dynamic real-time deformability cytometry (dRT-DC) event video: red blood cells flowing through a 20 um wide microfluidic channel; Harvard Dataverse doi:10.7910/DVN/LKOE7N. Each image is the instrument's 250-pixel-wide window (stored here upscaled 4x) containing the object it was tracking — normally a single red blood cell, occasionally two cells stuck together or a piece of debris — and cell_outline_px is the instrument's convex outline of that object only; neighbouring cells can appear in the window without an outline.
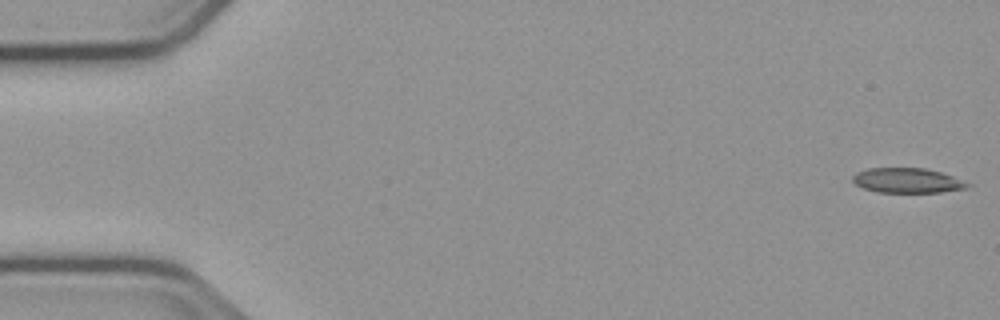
{"species": "common noctule bat (a hibernating species)", "species_latin": "Nyctalus noctula", "temperature_condition": "cold", "stored_images_in_passage": 17, "camera_frame_rate_fps": 3000, "um_per_image_px": 0.085, "animal": {"sex": "male", "body_mass_g": 23.1, "forearm_length_mm": 52.7}, "frame": {"image": 1, "passage_image": 1, "time_ms": 0.0, "image_size_px": [1000, 320], "cell_outline_px": [[972, 184], [968, 188], [940, 192], [876, 192], [864, 188], [856, 184], [852, 180], [852, 176], [856, 172], [868, 168], [924, 168], [940, 172], [952, 176]], "centroid_in_image_um": [77.11, 15.34], "position_along_channel_um": 7.9, "area_um2": 16.59}}
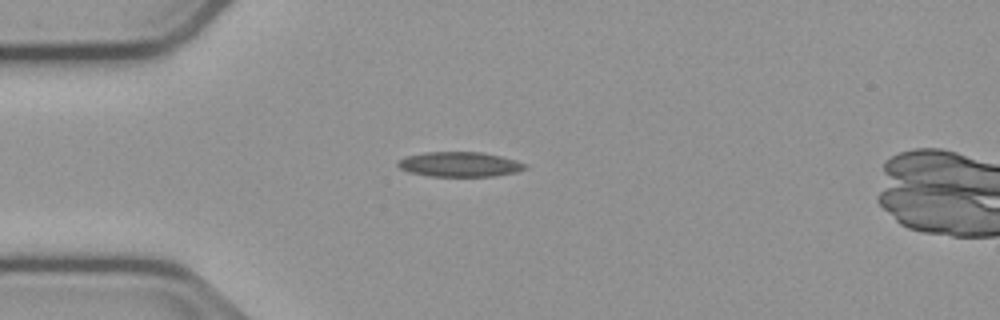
{"frame": {"image": 2, "passage_image": 14, "time_ms": 4.333, "image_size_px": [1000, 320], "cell_outline_px": [[528, 168], [516, 172], [492, 176], [432, 176], [408, 172], [400, 168], [396, 164], [396, 160], [404, 156], [424, 152], [480, 152], [500, 156], [516, 160], [528, 164]], "centroid_in_image_um": [39.04, 13.96], "position_along_channel_um": 46.0, "area_um2": 18.55}}